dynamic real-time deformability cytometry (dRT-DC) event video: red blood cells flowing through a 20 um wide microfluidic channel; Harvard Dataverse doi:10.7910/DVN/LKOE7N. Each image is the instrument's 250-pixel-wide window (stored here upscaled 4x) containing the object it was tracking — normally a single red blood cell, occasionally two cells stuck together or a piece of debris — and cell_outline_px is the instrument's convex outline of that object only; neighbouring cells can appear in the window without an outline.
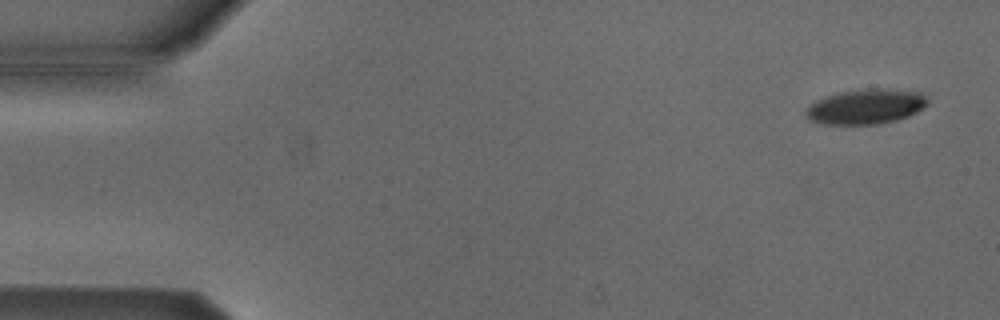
{"species": "Egyptian fruit bat (a non-hibernating species)", "species_latin": "Rousettus aegyptiacus", "temperature_condition": "cold", "stored_images_in_passage": 52, "camera_frame_rate_fps": 3000, "um_per_image_px": 0.085, "animal": {"sex": "male"}, "frame": {"image": 1, "passage_image": 1, "time_ms": 0.0, "image_size_px": [1000, 320], "cell_outline_px": [[928, 104], [924, 108], [908, 116], [896, 120], [876, 124], [824, 124], [808, 120], [804, 112], [816, 100], [824, 96], [840, 92], [920, 92], [928, 100]], "centroid_in_image_um": [73.53, 9.13], "position_along_channel_um": 11.5, "area_um2": 23.47}}
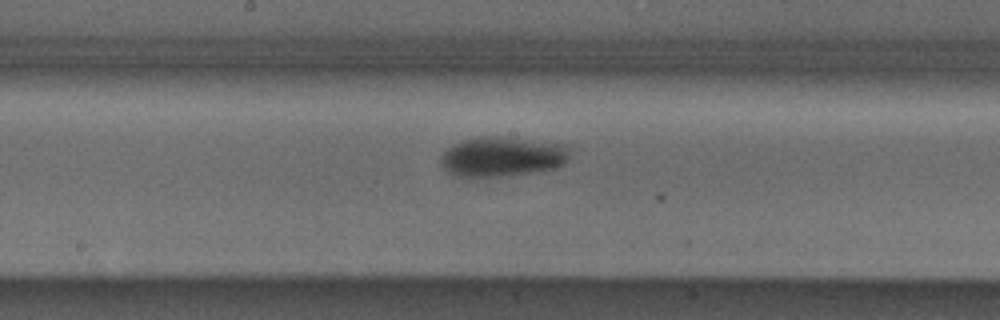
{"frame": {"image": 2, "passage_image": 26, "time_ms": 8.333, "image_size_px": [1000, 320], "cell_outline_px": [[568, 160], [564, 164], [556, 168], [532, 172], [504, 176], [456, 176], [448, 172], [444, 168], [444, 152], [452, 144], [464, 140], [480, 136], [496, 136], [568, 144]], "centroid_in_image_um": [42.75, 13.3], "position_along_channel_um": 205.5, "area_um2": 29.59}}
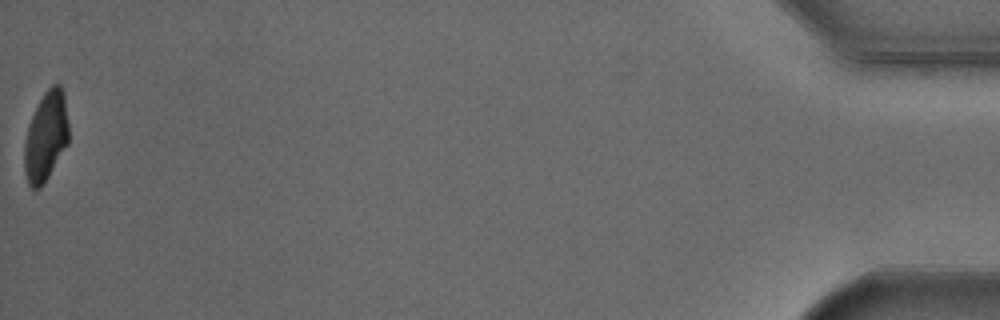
{"frame": {"image": 3, "passage_image": 52, "time_ms": 17.0, "image_size_px": [1000, 320], "cell_outline_px": [[68, 144], [48, 176], [40, 188], [32, 188], [28, 184], [24, 172], [24, 140], [28, 124], [44, 92], [52, 84], [60, 84], [64, 92], [68, 124]], "centroid_in_image_um": [3.89, 11.59], "position_along_channel_um": 431.3, "area_um2": 23.12}, "authors_computed_cell_mechanics": {"area_um2": 26.3279, "velocity_mm_per_s": 3.8192, "shape_relaxation_time_tau1_ms": 3.2102, "shape_relaxation_time_tau2_ms": null, "deformation_change_tau1": 0.1269, "deformation_change_tau2": null}}